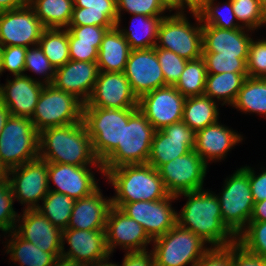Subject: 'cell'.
Segmentation results:
<instances>
[{"mask_svg": "<svg viewBox=\"0 0 266 266\" xmlns=\"http://www.w3.org/2000/svg\"><path fill=\"white\" fill-rule=\"evenodd\" d=\"M187 197L177 223L199 236L210 247H224L236 242L237 236L224 224L220 202L210 190L184 192L176 195Z\"/></svg>", "mask_w": 266, "mask_h": 266, "instance_id": "cell-1", "label": "cell"}, {"mask_svg": "<svg viewBox=\"0 0 266 266\" xmlns=\"http://www.w3.org/2000/svg\"><path fill=\"white\" fill-rule=\"evenodd\" d=\"M39 158L48 163L93 165L104 176L102 163L93 152L92 140L83 121L39 132Z\"/></svg>", "mask_w": 266, "mask_h": 266, "instance_id": "cell-2", "label": "cell"}, {"mask_svg": "<svg viewBox=\"0 0 266 266\" xmlns=\"http://www.w3.org/2000/svg\"><path fill=\"white\" fill-rule=\"evenodd\" d=\"M103 171L106 181L115 188L116 194L111 201L116 208L141 200H162L169 195L158 170L148 163L122 165Z\"/></svg>", "mask_w": 266, "mask_h": 266, "instance_id": "cell-3", "label": "cell"}, {"mask_svg": "<svg viewBox=\"0 0 266 266\" xmlns=\"http://www.w3.org/2000/svg\"><path fill=\"white\" fill-rule=\"evenodd\" d=\"M138 108L83 107V122L92 140V148L102 163L122 142L123 125Z\"/></svg>", "mask_w": 266, "mask_h": 266, "instance_id": "cell-4", "label": "cell"}, {"mask_svg": "<svg viewBox=\"0 0 266 266\" xmlns=\"http://www.w3.org/2000/svg\"><path fill=\"white\" fill-rule=\"evenodd\" d=\"M39 157V132L30 118L11 115L0 134V163L8 171Z\"/></svg>", "mask_w": 266, "mask_h": 266, "instance_id": "cell-5", "label": "cell"}, {"mask_svg": "<svg viewBox=\"0 0 266 266\" xmlns=\"http://www.w3.org/2000/svg\"><path fill=\"white\" fill-rule=\"evenodd\" d=\"M184 12H175L162 19L155 47L170 50L186 60H195L202 57V23L197 12H190L198 22L191 25Z\"/></svg>", "mask_w": 266, "mask_h": 266, "instance_id": "cell-6", "label": "cell"}, {"mask_svg": "<svg viewBox=\"0 0 266 266\" xmlns=\"http://www.w3.org/2000/svg\"><path fill=\"white\" fill-rule=\"evenodd\" d=\"M155 129L137 109L123 125L122 142L102 162L103 169L148 162Z\"/></svg>", "mask_w": 266, "mask_h": 266, "instance_id": "cell-7", "label": "cell"}, {"mask_svg": "<svg viewBox=\"0 0 266 266\" xmlns=\"http://www.w3.org/2000/svg\"><path fill=\"white\" fill-rule=\"evenodd\" d=\"M84 103L75 95L44 85L30 119L38 132L50 127L66 126L83 121Z\"/></svg>", "mask_w": 266, "mask_h": 266, "instance_id": "cell-8", "label": "cell"}, {"mask_svg": "<svg viewBox=\"0 0 266 266\" xmlns=\"http://www.w3.org/2000/svg\"><path fill=\"white\" fill-rule=\"evenodd\" d=\"M152 243L155 266H194L209 249L205 241L178 223Z\"/></svg>", "mask_w": 266, "mask_h": 266, "instance_id": "cell-9", "label": "cell"}, {"mask_svg": "<svg viewBox=\"0 0 266 266\" xmlns=\"http://www.w3.org/2000/svg\"><path fill=\"white\" fill-rule=\"evenodd\" d=\"M224 224L237 236L249 223L254 200L249 183V166L237 169L226 178L217 194Z\"/></svg>", "mask_w": 266, "mask_h": 266, "instance_id": "cell-10", "label": "cell"}, {"mask_svg": "<svg viewBox=\"0 0 266 266\" xmlns=\"http://www.w3.org/2000/svg\"><path fill=\"white\" fill-rule=\"evenodd\" d=\"M6 179L11 185L14 199L24 204L23 210L37 209L40 200L49 192L48 162L38 157L8 170Z\"/></svg>", "mask_w": 266, "mask_h": 266, "instance_id": "cell-11", "label": "cell"}, {"mask_svg": "<svg viewBox=\"0 0 266 266\" xmlns=\"http://www.w3.org/2000/svg\"><path fill=\"white\" fill-rule=\"evenodd\" d=\"M208 166L193 149L163 164L158 172L170 195L203 190Z\"/></svg>", "mask_w": 266, "mask_h": 266, "instance_id": "cell-12", "label": "cell"}, {"mask_svg": "<svg viewBox=\"0 0 266 266\" xmlns=\"http://www.w3.org/2000/svg\"><path fill=\"white\" fill-rule=\"evenodd\" d=\"M44 29L29 4L0 12V45L2 47L24 46L29 48L36 46Z\"/></svg>", "mask_w": 266, "mask_h": 266, "instance_id": "cell-13", "label": "cell"}, {"mask_svg": "<svg viewBox=\"0 0 266 266\" xmlns=\"http://www.w3.org/2000/svg\"><path fill=\"white\" fill-rule=\"evenodd\" d=\"M176 199L175 195L169 194L162 200L125 203L120 210L142 225L153 240L165 235L177 224V211L171 204Z\"/></svg>", "mask_w": 266, "mask_h": 266, "instance_id": "cell-14", "label": "cell"}, {"mask_svg": "<svg viewBox=\"0 0 266 266\" xmlns=\"http://www.w3.org/2000/svg\"><path fill=\"white\" fill-rule=\"evenodd\" d=\"M186 97L174 86L152 90L138 99V109L155 130L182 121Z\"/></svg>", "mask_w": 266, "mask_h": 266, "instance_id": "cell-15", "label": "cell"}, {"mask_svg": "<svg viewBox=\"0 0 266 266\" xmlns=\"http://www.w3.org/2000/svg\"><path fill=\"white\" fill-rule=\"evenodd\" d=\"M195 138L196 133L184 121L155 130L147 163L158 170L163 164L193 150Z\"/></svg>", "mask_w": 266, "mask_h": 266, "instance_id": "cell-16", "label": "cell"}, {"mask_svg": "<svg viewBox=\"0 0 266 266\" xmlns=\"http://www.w3.org/2000/svg\"><path fill=\"white\" fill-rule=\"evenodd\" d=\"M123 73L138 99L167 86L154 47L131 50Z\"/></svg>", "mask_w": 266, "mask_h": 266, "instance_id": "cell-17", "label": "cell"}, {"mask_svg": "<svg viewBox=\"0 0 266 266\" xmlns=\"http://www.w3.org/2000/svg\"><path fill=\"white\" fill-rule=\"evenodd\" d=\"M84 107L138 108V98L123 72L99 71L93 92Z\"/></svg>", "mask_w": 266, "mask_h": 266, "instance_id": "cell-18", "label": "cell"}, {"mask_svg": "<svg viewBox=\"0 0 266 266\" xmlns=\"http://www.w3.org/2000/svg\"><path fill=\"white\" fill-rule=\"evenodd\" d=\"M105 237L110 255L117 246L126 252L144 251L153 242L142 225L114 206L107 215Z\"/></svg>", "mask_w": 266, "mask_h": 266, "instance_id": "cell-19", "label": "cell"}, {"mask_svg": "<svg viewBox=\"0 0 266 266\" xmlns=\"http://www.w3.org/2000/svg\"><path fill=\"white\" fill-rule=\"evenodd\" d=\"M65 240L69 249L65 250ZM61 256L77 264L95 263L110 258L105 230H62Z\"/></svg>", "mask_w": 266, "mask_h": 266, "instance_id": "cell-20", "label": "cell"}, {"mask_svg": "<svg viewBox=\"0 0 266 266\" xmlns=\"http://www.w3.org/2000/svg\"><path fill=\"white\" fill-rule=\"evenodd\" d=\"M92 165L75 166L61 163H48V181H51L57 188L49 190L66 194L74 200L89 196L99 188L98 182L91 171Z\"/></svg>", "mask_w": 266, "mask_h": 266, "instance_id": "cell-21", "label": "cell"}, {"mask_svg": "<svg viewBox=\"0 0 266 266\" xmlns=\"http://www.w3.org/2000/svg\"><path fill=\"white\" fill-rule=\"evenodd\" d=\"M17 221L19 224L15 225L14 232L20 238L32 242L42 251L61 253L62 230L54 226L39 210H23Z\"/></svg>", "mask_w": 266, "mask_h": 266, "instance_id": "cell-22", "label": "cell"}, {"mask_svg": "<svg viewBox=\"0 0 266 266\" xmlns=\"http://www.w3.org/2000/svg\"><path fill=\"white\" fill-rule=\"evenodd\" d=\"M30 75H18L2 84L1 102L11 115L32 118L44 84ZM38 80V81H37Z\"/></svg>", "mask_w": 266, "mask_h": 266, "instance_id": "cell-23", "label": "cell"}, {"mask_svg": "<svg viewBox=\"0 0 266 266\" xmlns=\"http://www.w3.org/2000/svg\"><path fill=\"white\" fill-rule=\"evenodd\" d=\"M98 73L97 62L69 60L55 69L52 84L57 89L75 95L85 104L93 92Z\"/></svg>", "mask_w": 266, "mask_h": 266, "instance_id": "cell-24", "label": "cell"}, {"mask_svg": "<svg viewBox=\"0 0 266 266\" xmlns=\"http://www.w3.org/2000/svg\"><path fill=\"white\" fill-rule=\"evenodd\" d=\"M246 30V31H245ZM246 28L221 29L215 26L202 25V53H219V56H236L248 58L252 40Z\"/></svg>", "mask_w": 266, "mask_h": 266, "instance_id": "cell-25", "label": "cell"}, {"mask_svg": "<svg viewBox=\"0 0 266 266\" xmlns=\"http://www.w3.org/2000/svg\"><path fill=\"white\" fill-rule=\"evenodd\" d=\"M242 140L243 135L217 121L196 132L194 150L208 165V161L225 159L228 151Z\"/></svg>", "mask_w": 266, "mask_h": 266, "instance_id": "cell-26", "label": "cell"}, {"mask_svg": "<svg viewBox=\"0 0 266 266\" xmlns=\"http://www.w3.org/2000/svg\"><path fill=\"white\" fill-rule=\"evenodd\" d=\"M100 187L89 196L75 200L67 229L105 230L111 197L105 198Z\"/></svg>", "mask_w": 266, "mask_h": 266, "instance_id": "cell-27", "label": "cell"}, {"mask_svg": "<svg viewBox=\"0 0 266 266\" xmlns=\"http://www.w3.org/2000/svg\"><path fill=\"white\" fill-rule=\"evenodd\" d=\"M74 7L68 26H102L109 30L118 20L116 0H73Z\"/></svg>", "mask_w": 266, "mask_h": 266, "instance_id": "cell-28", "label": "cell"}, {"mask_svg": "<svg viewBox=\"0 0 266 266\" xmlns=\"http://www.w3.org/2000/svg\"><path fill=\"white\" fill-rule=\"evenodd\" d=\"M130 51L127 40L117 27L108 30L98 50V70L124 72Z\"/></svg>", "mask_w": 266, "mask_h": 266, "instance_id": "cell-29", "label": "cell"}, {"mask_svg": "<svg viewBox=\"0 0 266 266\" xmlns=\"http://www.w3.org/2000/svg\"><path fill=\"white\" fill-rule=\"evenodd\" d=\"M164 17L166 16L132 14L130 29L120 28V25L116 27L127 40L131 50L148 49L155 47L159 25Z\"/></svg>", "mask_w": 266, "mask_h": 266, "instance_id": "cell-30", "label": "cell"}, {"mask_svg": "<svg viewBox=\"0 0 266 266\" xmlns=\"http://www.w3.org/2000/svg\"><path fill=\"white\" fill-rule=\"evenodd\" d=\"M11 236L6 243V253L10 254V258L14 264L18 262V266H52L55 259L61 256V253H49L40 250L32 242L25 241L20 238L14 231L8 233Z\"/></svg>", "mask_w": 266, "mask_h": 266, "instance_id": "cell-31", "label": "cell"}, {"mask_svg": "<svg viewBox=\"0 0 266 266\" xmlns=\"http://www.w3.org/2000/svg\"><path fill=\"white\" fill-rule=\"evenodd\" d=\"M217 102L205 95L186 97L182 114L184 121L195 133L219 120Z\"/></svg>", "mask_w": 266, "mask_h": 266, "instance_id": "cell-32", "label": "cell"}, {"mask_svg": "<svg viewBox=\"0 0 266 266\" xmlns=\"http://www.w3.org/2000/svg\"><path fill=\"white\" fill-rule=\"evenodd\" d=\"M248 73L207 74L204 95L223 105H233ZM216 98V99H215Z\"/></svg>", "mask_w": 266, "mask_h": 266, "instance_id": "cell-33", "label": "cell"}, {"mask_svg": "<svg viewBox=\"0 0 266 266\" xmlns=\"http://www.w3.org/2000/svg\"><path fill=\"white\" fill-rule=\"evenodd\" d=\"M44 28L67 29L71 21L73 0H28Z\"/></svg>", "mask_w": 266, "mask_h": 266, "instance_id": "cell-34", "label": "cell"}, {"mask_svg": "<svg viewBox=\"0 0 266 266\" xmlns=\"http://www.w3.org/2000/svg\"><path fill=\"white\" fill-rule=\"evenodd\" d=\"M232 107L266 117V78L247 77Z\"/></svg>", "mask_w": 266, "mask_h": 266, "instance_id": "cell-35", "label": "cell"}, {"mask_svg": "<svg viewBox=\"0 0 266 266\" xmlns=\"http://www.w3.org/2000/svg\"><path fill=\"white\" fill-rule=\"evenodd\" d=\"M38 45L55 69L70 60L68 29L45 28Z\"/></svg>", "mask_w": 266, "mask_h": 266, "instance_id": "cell-36", "label": "cell"}, {"mask_svg": "<svg viewBox=\"0 0 266 266\" xmlns=\"http://www.w3.org/2000/svg\"><path fill=\"white\" fill-rule=\"evenodd\" d=\"M39 210L54 226L67 229L75 200L66 194L50 191L41 201Z\"/></svg>", "mask_w": 266, "mask_h": 266, "instance_id": "cell-37", "label": "cell"}, {"mask_svg": "<svg viewBox=\"0 0 266 266\" xmlns=\"http://www.w3.org/2000/svg\"><path fill=\"white\" fill-rule=\"evenodd\" d=\"M207 70L202 57L188 60L174 87L184 96L204 95Z\"/></svg>", "mask_w": 266, "mask_h": 266, "instance_id": "cell-38", "label": "cell"}, {"mask_svg": "<svg viewBox=\"0 0 266 266\" xmlns=\"http://www.w3.org/2000/svg\"><path fill=\"white\" fill-rule=\"evenodd\" d=\"M214 1L215 0H208L197 11L202 25L215 26L221 29L242 28V26L238 24L233 12L231 0L224 2L225 8L223 7V12L220 10V3L218 2V4L215 5Z\"/></svg>", "mask_w": 266, "mask_h": 266, "instance_id": "cell-39", "label": "cell"}, {"mask_svg": "<svg viewBox=\"0 0 266 266\" xmlns=\"http://www.w3.org/2000/svg\"><path fill=\"white\" fill-rule=\"evenodd\" d=\"M231 3L237 22L243 28L254 31L266 25L259 0H231Z\"/></svg>", "mask_w": 266, "mask_h": 266, "instance_id": "cell-40", "label": "cell"}, {"mask_svg": "<svg viewBox=\"0 0 266 266\" xmlns=\"http://www.w3.org/2000/svg\"><path fill=\"white\" fill-rule=\"evenodd\" d=\"M236 242L248 252L266 259V221L249 222L237 235Z\"/></svg>", "mask_w": 266, "mask_h": 266, "instance_id": "cell-41", "label": "cell"}, {"mask_svg": "<svg viewBox=\"0 0 266 266\" xmlns=\"http://www.w3.org/2000/svg\"><path fill=\"white\" fill-rule=\"evenodd\" d=\"M202 58L206 65L207 74L247 73L248 58L219 56V53H202Z\"/></svg>", "mask_w": 266, "mask_h": 266, "instance_id": "cell-42", "label": "cell"}, {"mask_svg": "<svg viewBox=\"0 0 266 266\" xmlns=\"http://www.w3.org/2000/svg\"><path fill=\"white\" fill-rule=\"evenodd\" d=\"M118 20L116 25H120L122 11L129 14H141L145 16H166L169 10L161 0H116ZM164 13V14H163Z\"/></svg>", "mask_w": 266, "mask_h": 266, "instance_id": "cell-43", "label": "cell"}, {"mask_svg": "<svg viewBox=\"0 0 266 266\" xmlns=\"http://www.w3.org/2000/svg\"><path fill=\"white\" fill-rule=\"evenodd\" d=\"M14 196L11 185L7 179L0 181V230L3 233L14 231L18 215L15 211Z\"/></svg>", "mask_w": 266, "mask_h": 266, "instance_id": "cell-44", "label": "cell"}, {"mask_svg": "<svg viewBox=\"0 0 266 266\" xmlns=\"http://www.w3.org/2000/svg\"><path fill=\"white\" fill-rule=\"evenodd\" d=\"M25 71L41 74L44 85L52 84L55 77V68L43 53L39 45L27 48L25 55Z\"/></svg>", "mask_w": 266, "mask_h": 266, "instance_id": "cell-45", "label": "cell"}, {"mask_svg": "<svg viewBox=\"0 0 266 266\" xmlns=\"http://www.w3.org/2000/svg\"><path fill=\"white\" fill-rule=\"evenodd\" d=\"M156 55L164 74L165 84L174 86L180 78L187 64L186 59L166 49L154 47Z\"/></svg>", "mask_w": 266, "mask_h": 266, "instance_id": "cell-46", "label": "cell"}, {"mask_svg": "<svg viewBox=\"0 0 266 266\" xmlns=\"http://www.w3.org/2000/svg\"><path fill=\"white\" fill-rule=\"evenodd\" d=\"M248 77L266 78V39L252 40L247 60Z\"/></svg>", "mask_w": 266, "mask_h": 266, "instance_id": "cell-47", "label": "cell"}, {"mask_svg": "<svg viewBox=\"0 0 266 266\" xmlns=\"http://www.w3.org/2000/svg\"><path fill=\"white\" fill-rule=\"evenodd\" d=\"M69 43L95 44L100 48L104 35L109 30L107 27L86 25L68 26Z\"/></svg>", "mask_w": 266, "mask_h": 266, "instance_id": "cell-48", "label": "cell"}, {"mask_svg": "<svg viewBox=\"0 0 266 266\" xmlns=\"http://www.w3.org/2000/svg\"><path fill=\"white\" fill-rule=\"evenodd\" d=\"M26 51L24 46L2 47L3 72L7 70L13 76L24 75Z\"/></svg>", "mask_w": 266, "mask_h": 266, "instance_id": "cell-49", "label": "cell"}, {"mask_svg": "<svg viewBox=\"0 0 266 266\" xmlns=\"http://www.w3.org/2000/svg\"><path fill=\"white\" fill-rule=\"evenodd\" d=\"M232 245L209 247L194 266H231Z\"/></svg>", "mask_w": 266, "mask_h": 266, "instance_id": "cell-50", "label": "cell"}, {"mask_svg": "<svg viewBox=\"0 0 266 266\" xmlns=\"http://www.w3.org/2000/svg\"><path fill=\"white\" fill-rule=\"evenodd\" d=\"M231 266H266V259L245 250L240 244H232Z\"/></svg>", "mask_w": 266, "mask_h": 266, "instance_id": "cell-51", "label": "cell"}, {"mask_svg": "<svg viewBox=\"0 0 266 266\" xmlns=\"http://www.w3.org/2000/svg\"><path fill=\"white\" fill-rule=\"evenodd\" d=\"M98 50L95 44L69 43V56L73 61L97 62Z\"/></svg>", "mask_w": 266, "mask_h": 266, "instance_id": "cell-52", "label": "cell"}, {"mask_svg": "<svg viewBox=\"0 0 266 266\" xmlns=\"http://www.w3.org/2000/svg\"><path fill=\"white\" fill-rule=\"evenodd\" d=\"M258 175L249 167V183L251 188V194L255 202H259L266 199V169Z\"/></svg>", "mask_w": 266, "mask_h": 266, "instance_id": "cell-53", "label": "cell"}, {"mask_svg": "<svg viewBox=\"0 0 266 266\" xmlns=\"http://www.w3.org/2000/svg\"><path fill=\"white\" fill-rule=\"evenodd\" d=\"M122 264L119 266H155L152 251L126 252Z\"/></svg>", "mask_w": 266, "mask_h": 266, "instance_id": "cell-54", "label": "cell"}, {"mask_svg": "<svg viewBox=\"0 0 266 266\" xmlns=\"http://www.w3.org/2000/svg\"><path fill=\"white\" fill-rule=\"evenodd\" d=\"M263 221H266V199L254 203L249 222H263Z\"/></svg>", "mask_w": 266, "mask_h": 266, "instance_id": "cell-55", "label": "cell"}, {"mask_svg": "<svg viewBox=\"0 0 266 266\" xmlns=\"http://www.w3.org/2000/svg\"><path fill=\"white\" fill-rule=\"evenodd\" d=\"M208 0H178V12L188 8L190 12H197Z\"/></svg>", "mask_w": 266, "mask_h": 266, "instance_id": "cell-56", "label": "cell"}, {"mask_svg": "<svg viewBox=\"0 0 266 266\" xmlns=\"http://www.w3.org/2000/svg\"><path fill=\"white\" fill-rule=\"evenodd\" d=\"M28 4V0H0V12L20 8Z\"/></svg>", "mask_w": 266, "mask_h": 266, "instance_id": "cell-57", "label": "cell"}, {"mask_svg": "<svg viewBox=\"0 0 266 266\" xmlns=\"http://www.w3.org/2000/svg\"><path fill=\"white\" fill-rule=\"evenodd\" d=\"M10 116L8 107L0 102V134Z\"/></svg>", "mask_w": 266, "mask_h": 266, "instance_id": "cell-58", "label": "cell"}, {"mask_svg": "<svg viewBox=\"0 0 266 266\" xmlns=\"http://www.w3.org/2000/svg\"><path fill=\"white\" fill-rule=\"evenodd\" d=\"M52 266H77V263L65 257H57Z\"/></svg>", "mask_w": 266, "mask_h": 266, "instance_id": "cell-59", "label": "cell"}, {"mask_svg": "<svg viewBox=\"0 0 266 266\" xmlns=\"http://www.w3.org/2000/svg\"><path fill=\"white\" fill-rule=\"evenodd\" d=\"M162 3L169 9V12L176 10L178 12V0H161Z\"/></svg>", "mask_w": 266, "mask_h": 266, "instance_id": "cell-60", "label": "cell"}, {"mask_svg": "<svg viewBox=\"0 0 266 266\" xmlns=\"http://www.w3.org/2000/svg\"><path fill=\"white\" fill-rule=\"evenodd\" d=\"M96 266H119L118 264H114L112 262H109V258L106 260H103L101 262H99L98 264H96Z\"/></svg>", "mask_w": 266, "mask_h": 266, "instance_id": "cell-61", "label": "cell"}, {"mask_svg": "<svg viewBox=\"0 0 266 266\" xmlns=\"http://www.w3.org/2000/svg\"><path fill=\"white\" fill-rule=\"evenodd\" d=\"M7 170L0 163V181L7 178Z\"/></svg>", "mask_w": 266, "mask_h": 266, "instance_id": "cell-62", "label": "cell"}, {"mask_svg": "<svg viewBox=\"0 0 266 266\" xmlns=\"http://www.w3.org/2000/svg\"><path fill=\"white\" fill-rule=\"evenodd\" d=\"M259 1H260V7L262 10V13L266 18V0H259Z\"/></svg>", "mask_w": 266, "mask_h": 266, "instance_id": "cell-63", "label": "cell"}, {"mask_svg": "<svg viewBox=\"0 0 266 266\" xmlns=\"http://www.w3.org/2000/svg\"><path fill=\"white\" fill-rule=\"evenodd\" d=\"M3 73V65H2V46L0 45V75Z\"/></svg>", "mask_w": 266, "mask_h": 266, "instance_id": "cell-64", "label": "cell"}, {"mask_svg": "<svg viewBox=\"0 0 266 266\" xmlns=\"http://www.w3.org/2000/svg\"><path fill=\"white\" fill-rule=\"evenodd\" d=\"M77 266H96L95 263L77 264Z\"/></svg>", "mask_w": 266, "mask_h": 266, "instance_id": "cell-65", "label": "cell"}, {"mask_svg": "<svg viewBox=\"0 0 266 266\" xmlns=\"http://www.w3.org/2000/svg\"><path fill=\"white\" fill-rule=\"evenodd\" d=\"M2 85L0 84V102H1Z\"/></svg>", "mask_w": 266, "mask_h": 266, "instance_id": "cell-66", "label": "cell"}]
</instances>
